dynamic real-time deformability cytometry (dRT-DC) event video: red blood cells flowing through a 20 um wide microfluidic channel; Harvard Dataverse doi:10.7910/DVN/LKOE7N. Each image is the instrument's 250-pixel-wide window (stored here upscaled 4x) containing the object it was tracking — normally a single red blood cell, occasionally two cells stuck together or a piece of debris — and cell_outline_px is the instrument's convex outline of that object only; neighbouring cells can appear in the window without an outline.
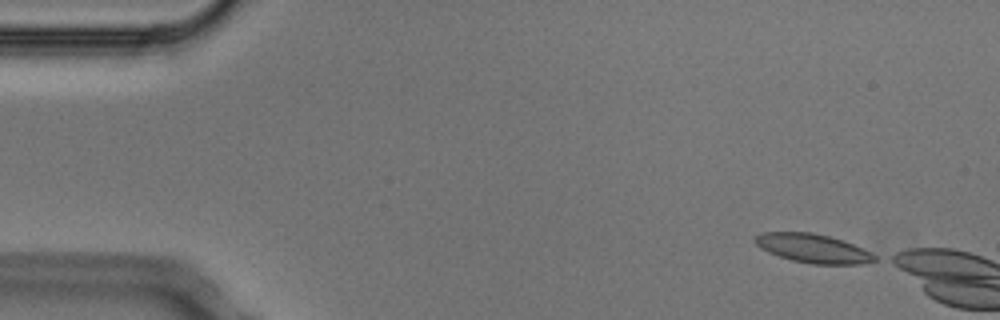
{"species": "Egyptian fruit bat (a non-hibernating species)", "species_latin": "Rousettus aegyptiacus", "temperature_condition": "cold", "stored_images_in_passage": 4, "camera_frame_rate_fps": 3000, "um_per_image_px": 0.085, "animal": {"sex": "male"}, "frame": {"image": 1, "passage_image": 1, "time_ms": 0.0, "image_size_px": [1000, 320], "cell_outline_px": [[876, 260], [860, 264], [812, 264], [792, 260], [768, 252], [760, 248], [752, 240], [752, 236], [760, 232], [812, 232], [828, 236], [852, 244], [876, 256]], "centroid_in_image_um": [69.0, 21.1], "position_along_channel_um": 16.0, "area_um2": 19.94}}
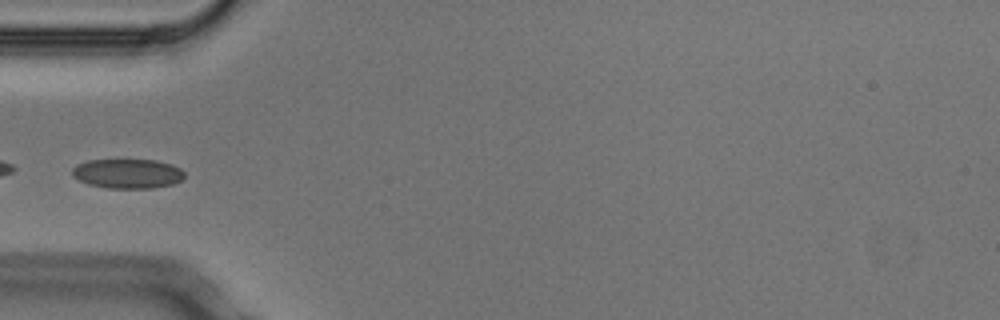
{"frame": {"image": 2, "passage_image": 4, "time_ms": 1.0, "image_size_px": [1000, 320], "cell_outline_px": [[184, 176], [180, 180], [172, 184], [152, 188], [108, 188], [88, 184], [72, 176], [72, 168], [76, 164], [88, 160], [156, 160], [172, 164], [180, 168], [184, 172]], "centroid_in_image_um": [10.83, 14.75], "position_along_channel_um": 74.2, "area_um2": 19.31}}